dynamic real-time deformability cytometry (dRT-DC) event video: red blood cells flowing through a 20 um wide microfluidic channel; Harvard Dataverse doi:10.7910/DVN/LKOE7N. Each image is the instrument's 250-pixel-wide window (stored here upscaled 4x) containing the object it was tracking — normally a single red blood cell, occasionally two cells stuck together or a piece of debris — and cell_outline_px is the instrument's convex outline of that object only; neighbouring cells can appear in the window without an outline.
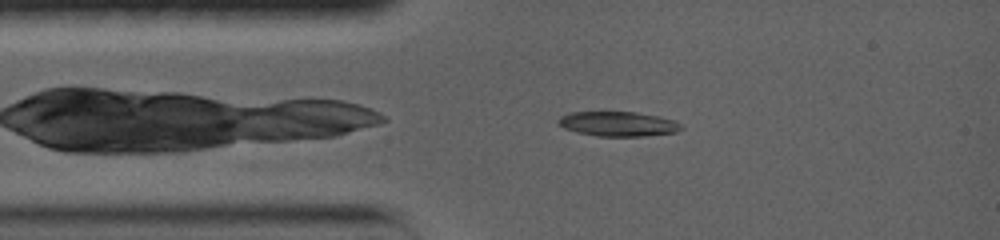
{"species": "common noctule bat (a hibernating species)", "species_latin": "Nyctalus noctula", "temperature_condition": "warm", "stored_images_in_passage": 33, "camera_frame_rate_fps": 5000, "um_per_image_px": 0.085, "animal": {"sex": "female", "body_mass_g": 19.0, "forearm_length_mm": 56.7}, "frame": {"image": 1, "passage_image": 3, "time_ms": 0.8, "image_size_px": [1000, 240], "cell_outline_px": [[684, 128], [676, 132], [644, 136], [596, 136], [576, 132], [564, 128], [556, 120], [560, 116], [568, 112], [636, 112], [676, 120]], "centroid_in_image_um": [52.52, 10.53], "position_along_channel_um": 32.5, "area_um2": 17.74}}
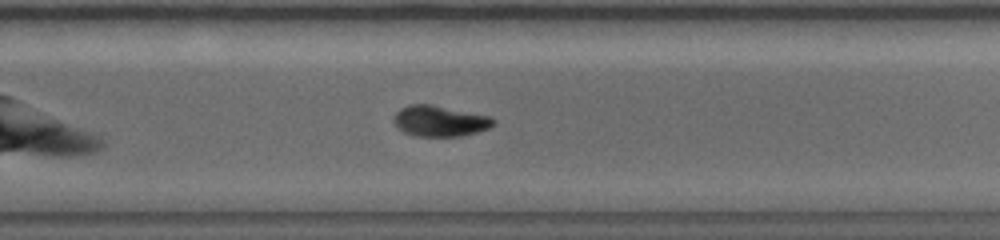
{"frame": {"image": 2, "passage_image": 21, "time_ms": 8.0, "image_size_px": [1000, 240], "cell_outline_px": [[496, 124], [488, 128], [476, 132], [460, 136], [416, 136], [404, 132], [392, 120], [396, 112], [400, 108], [408, 104], [432, 104], [488, 116], [496, 120]], "centroid_in_image_um": [37.37, 10.28], "position_along_channel_um": 292.4, "area_um2": 17.8}}
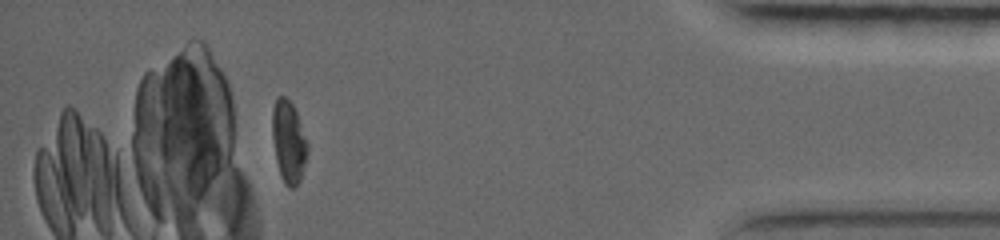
{"frame": {"image": 3, "passage_image": 31, "time_ms": 12.6, "image_size_px": [1000, 240], "cell_outline_px": [[308, 152], [300, 180], [296, 188], [288, 188], [284, 184], [280, 176], [276, 160], [272, 136], [272, 108], [276, 96], [284, 96], [292, 104], [296, 112], [308, 144]], "centroid_in_image_um": [24.52, 12.07], "position_along_channel_um": 410.7, "area_um2": 16.99}, "authors_computed_cell_mechanics": {"area_um2": 17.8024, "velocity_mm_per_s": 3.7734, "shape_relaxation_time_tau1_ms": 3.5051, "shape_relaxation_time_tau2_ms": null, "deformation_change_tau1": 0.171, "deformation_change_tau2": null}}